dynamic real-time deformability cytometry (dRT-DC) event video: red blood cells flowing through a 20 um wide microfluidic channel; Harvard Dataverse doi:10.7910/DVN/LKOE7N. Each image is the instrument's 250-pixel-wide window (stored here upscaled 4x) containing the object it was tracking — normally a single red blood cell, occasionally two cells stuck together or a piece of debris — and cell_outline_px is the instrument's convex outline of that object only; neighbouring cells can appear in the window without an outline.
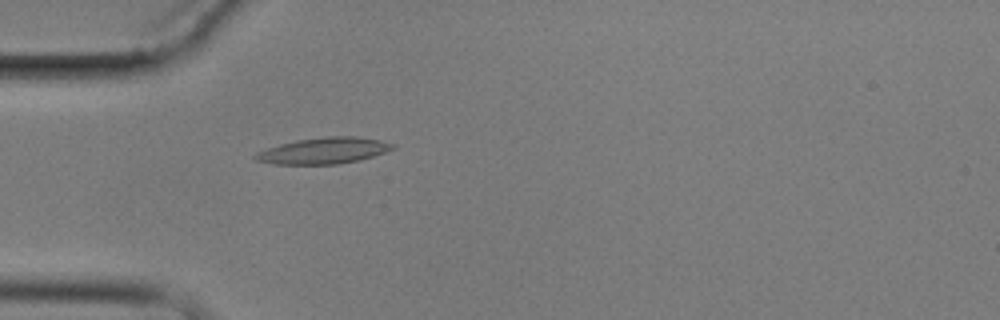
{"species": "common noctule bat (a hibernating species)", "species_latin": "Nyctalus noctula", "temperature_condition": "cold", "stored_images_in_passage": 4, "camera_frame_rate_fps": 3000, "um_per_image_px": 0.085, "animal": {"sex": "male", "body_mass_g": 17.9}, "frame": {"image": 1, "passage_image": 4, "time_ms": 4.667, "image_size_px": [1000, 320], "cell_outline_px": [[396, 148], [360, 160], [336, 164], [272, 164], [256, 160], [252, 156], [256, 152], [280, 144], [296, 140], [328, 136], [356, 136], [380, 140], [396, 144]], "centroid_in_image_um": [27.52, 12.8], "position_along_channel_um": 57.5, "area_um2": 20.98}}